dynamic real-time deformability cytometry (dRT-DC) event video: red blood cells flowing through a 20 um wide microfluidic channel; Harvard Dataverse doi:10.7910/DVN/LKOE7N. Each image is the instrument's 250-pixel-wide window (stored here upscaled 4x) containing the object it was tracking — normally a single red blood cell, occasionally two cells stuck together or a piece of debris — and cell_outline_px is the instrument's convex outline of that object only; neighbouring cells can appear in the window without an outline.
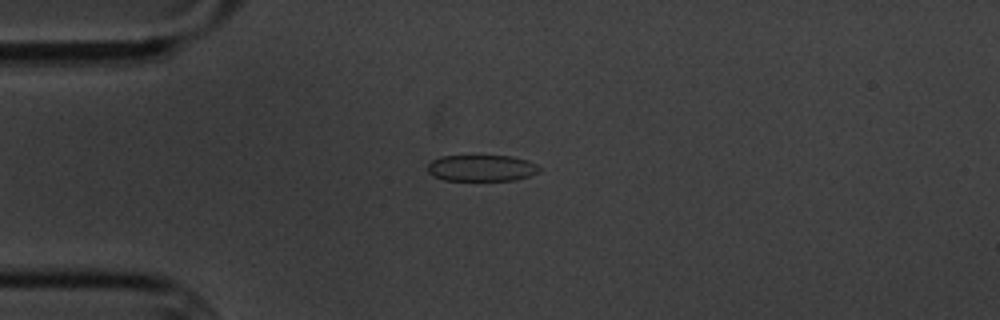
{"species": "common noctule bat (a hibernating species)", "species_latin": "Nyctalus noctula", "temperature_condition": "cold", "stored_images_in_passage": 14, "camera_frame_rate_fps": 3000, "um_per_image_px": 0.085, "animal": {"sex": "male", "body_mass_g": 20.1, "forearm_length_mm": 53.5}, "frame": {"image": 1, "passage_image": 3, "time_ms": 3.0, "image_size_px": [1000, 320], "cell_outline_px": [[540, 168], [536, 172], [528, 176], [512, 180], [444, 180], [432, 176], [428, 172], [428, 164], [432, 160], [440, 156], [512, 156], [528, 160], [536, 164]], "centroid_in_image_um": [40.89, 14.28], "position_along_channel_um": 44.1, "area_um2": 17.05}}
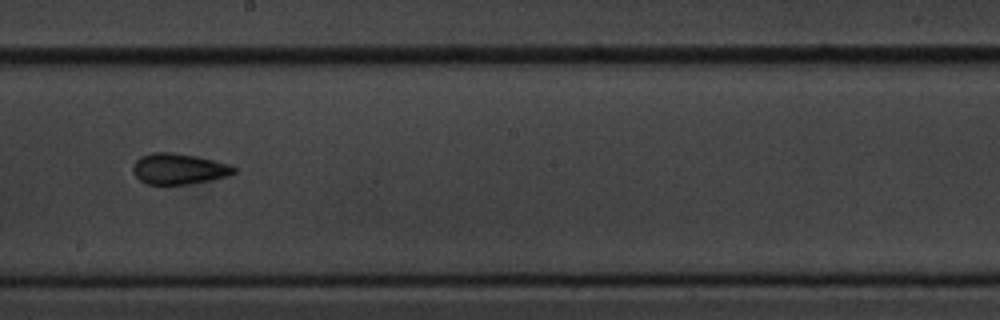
{"frame": {"image": 2, "passage_image": 8, "time_ms": 9.0, "image_size_px": [1000, 320], "cell_outline_px": [[236, 172], [228, 176], [212, 180], [188, 184], [148, 184], [140, 180], [132, 172], [132, 168], [136, 160], [140, 156], [152, 152], [172, 152], [196, 156], [232, 164], [236, 168]], "centroid_in_image_um": [15.22, 14.34], "position_along_channel_um": 233.0, "area_um2": 18.32}}
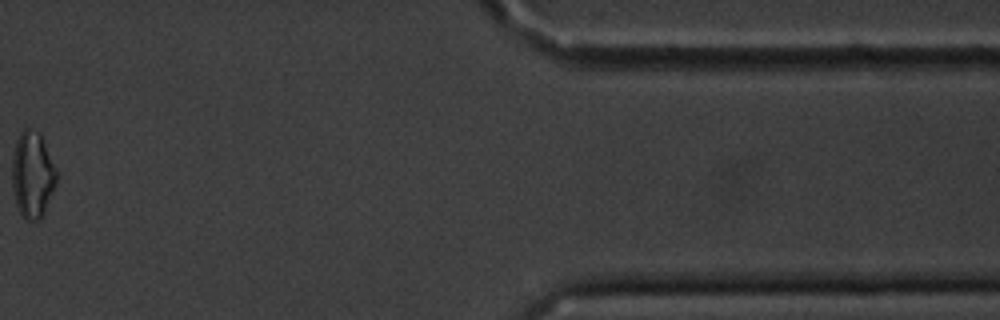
{"frame": {"image": 3, "passage_image": 13, "time_ms": 15.667, "image_size_px": [1000, 320], "cell_outline_px": [[56, 184], [44, 212], [36, 220], [28, 220], [20, 212], [16, 204], [12, 188], [12, 156], [16, 140], [20, 132], [24, 128], [28, 128], [40, 132], [56, 168]], "centroid_in_image_um": [2.75, 14.8], "position_along_channel_um": 408.7, "area_um2": 22.25}, "authors_computed_cell_mechanics": {"area_um2": 18.2937, "velocity_mm_per_s": 3.4466, "shape_relaxation_time_tau1_ms": 8.2836, "shape_relaxation_time_tau2_ms": 4.5522, "deformation_change_tau1": 0.1003, "deformation_change_tau2": 0.1085}}